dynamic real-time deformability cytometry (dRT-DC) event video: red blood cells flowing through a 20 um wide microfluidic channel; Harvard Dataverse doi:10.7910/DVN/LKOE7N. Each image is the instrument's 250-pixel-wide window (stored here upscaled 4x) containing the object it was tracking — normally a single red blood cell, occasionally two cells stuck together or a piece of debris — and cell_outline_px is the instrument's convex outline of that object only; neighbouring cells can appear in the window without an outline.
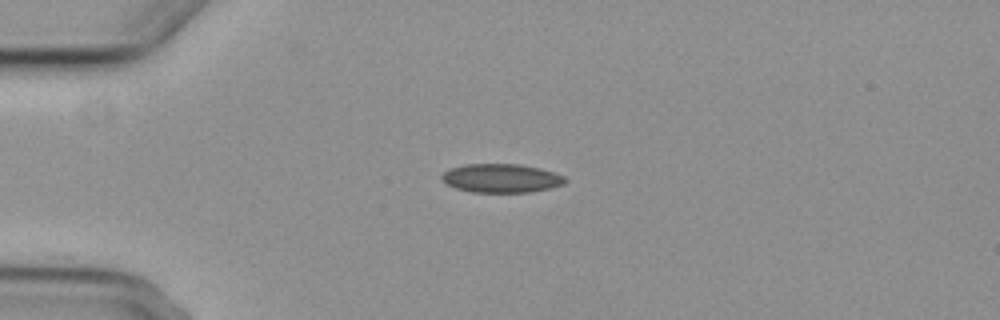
{"species": "common noctule bat (a hibernating species)", "species_latin": "Nyctalus noctula", "temperature_condition": "cold", "stored_images_in_passage": 5, "camera_frame_rate_fps": 3000, "um_per_image_px": 0.085, "animal": {"sex": "female", "body_mass_g": 29.2, "forearm_length_mm": 56.3}, "frame": {"image": 1, "passage_image": 4, "time_ms": 3.667, "image_size_px": [1000, 320], "cell_outline_px": [[568, 180], [564, 184], [532, 192], [472, 192], [456, 188], [440, 180], [440, 176], [448, 168], [464, 164], [520, 164], [540, 168], [564, 176]], "centroid_in_image_um": [42.58, 15.14], "position_along_channel_um": 42.4, "area_um2": 20.75}}